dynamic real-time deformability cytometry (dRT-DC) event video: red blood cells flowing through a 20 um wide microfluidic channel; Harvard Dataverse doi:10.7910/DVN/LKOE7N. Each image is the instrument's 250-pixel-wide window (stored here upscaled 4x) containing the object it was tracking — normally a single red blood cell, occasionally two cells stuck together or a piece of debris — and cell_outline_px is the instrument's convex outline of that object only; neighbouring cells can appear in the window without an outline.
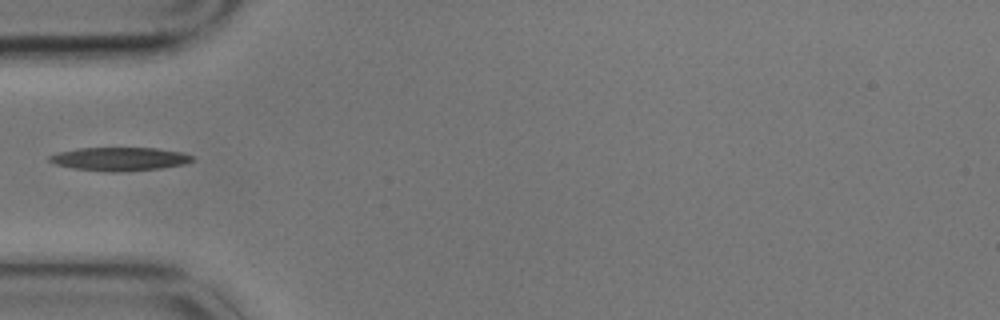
{"species": "common noctule bat (a hibernating species)", "species_latin": "Nyctalus noctula", "temperature_condition": "cold", "stored_images_in_passage": 2, "camera_frame_rate_fps": 3000, "um_per_image_px": 0.085, "animal": {"sex": "male", "body_mass_g": 17.9}, "frame": {"image": 1, "passage_image": 1, "time_ms": 0.0, "image_size_px": [1000, 320], "cell_outline_px": [[196, 160], [184, 164], [160, 168], [116, 172], [108, 172], [72, 168], [56, 164], [48, 160], [48, 156], [60, 152], [80, 148], [156, 148], [184, 152], [192, 156]], "centroid_in_image_um": [10.2, 13.51], "position_along_channel_um": 74.8, "area_um2": 19.48}}